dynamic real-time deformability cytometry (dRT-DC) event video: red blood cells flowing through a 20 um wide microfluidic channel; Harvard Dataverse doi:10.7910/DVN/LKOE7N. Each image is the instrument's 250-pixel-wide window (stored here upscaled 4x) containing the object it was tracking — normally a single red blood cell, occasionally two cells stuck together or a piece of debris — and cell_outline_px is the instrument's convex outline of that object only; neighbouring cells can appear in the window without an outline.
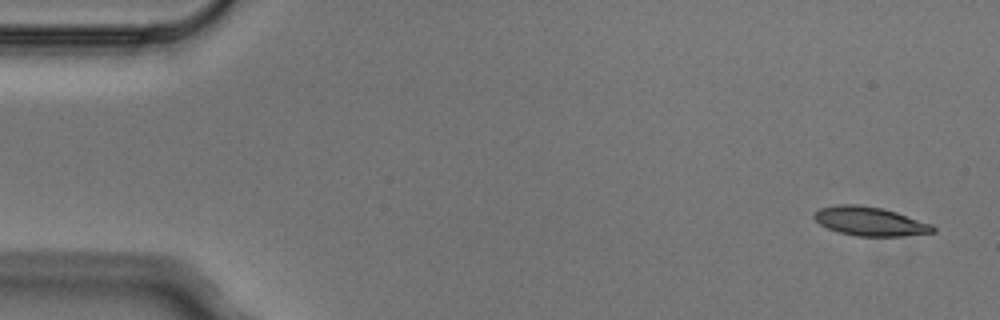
{"species": "Egyptian fruit bat (a non-hibernating species)", "species_latin": "Rousettus aegyptiacus", "temperature_condition": "cold", "stored_images_in_passage": 4, "camera_frame_rate_fps": 3000, "um_per_image_px": 0.085, "animal": {"sex": "male"}, "frame": {"image": 1, "passage_image": 1, "time_ms": 0.0, "image_size_px": [1000, 320], "cell_outline_px": [[936, 232], [904, 236], [856, 236], [840, 232], [828, 228], [820, 224], [812, 216], [820, 208], [836, 204], [860, 204], [884, 208], [932, 224], [936, 228]], "centroid_in_image_um": [73.96, 18.8], "position_along_channel_um": 11.0, "area_um2": 20.11}}
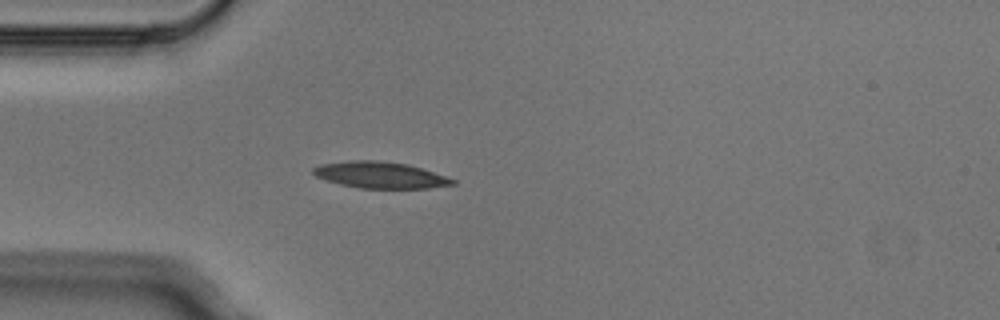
{"frame": {"image": 2, "passage_image": 4, "time_ms": 1.0, "image_size_px": [1000, 320], "cell_outline_px": [[456, 184], [428, 188], [360, 188], [340, 184], [316, 176], [312, 172], [312, 168], [320, 164], [352, 160], [380, 160], [408, 164], [456, 180]], "centroid_in_image_um": [32.3, 14.87], "position_along_channel_um": 52.7, "area_um2": 21.27}}